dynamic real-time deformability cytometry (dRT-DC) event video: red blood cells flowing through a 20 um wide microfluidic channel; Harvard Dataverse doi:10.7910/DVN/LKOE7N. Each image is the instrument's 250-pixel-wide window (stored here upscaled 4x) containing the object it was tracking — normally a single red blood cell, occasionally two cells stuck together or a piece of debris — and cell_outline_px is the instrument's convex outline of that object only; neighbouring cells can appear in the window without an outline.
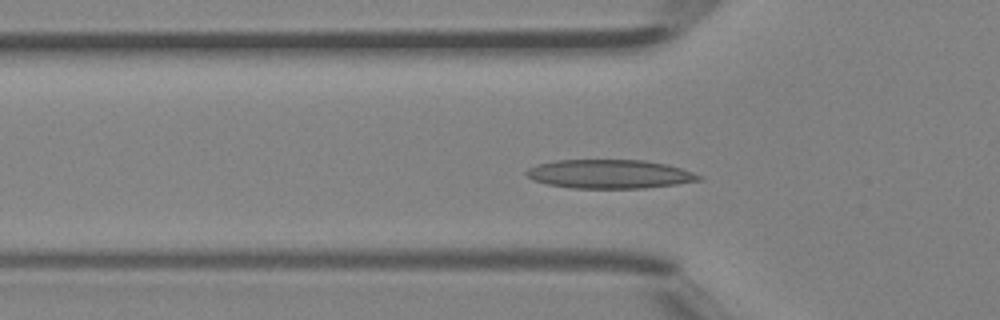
{"species": "Egyptian fruit bat (a non-hibernating species)", "species_latin": "Rousettus aegyptiacus", "temperature_condition": "room temperature", "stored_images_in_passage": 43, "camera_frame_rate_fps": 3000, "um_per_image_px": 0.085, "animal": {"sex": "female"}, "frame": {"image": 1, "passage_image": 12, "time_ms": 3.667, "image_size_px": [1000, 320], "cell_outline_px": [[704, 180], [676, 184], [644, 188], [572, 188], [548, 184], [532, 180], [524, 172], [528, 168], [536, 164], [556, 160], [644, 160], [668, 164], [704, 176]], "centroid_in_image_um": [51.83, 14.79], "position_along_channel_um": 74.0, "area_um2": 29.13}}
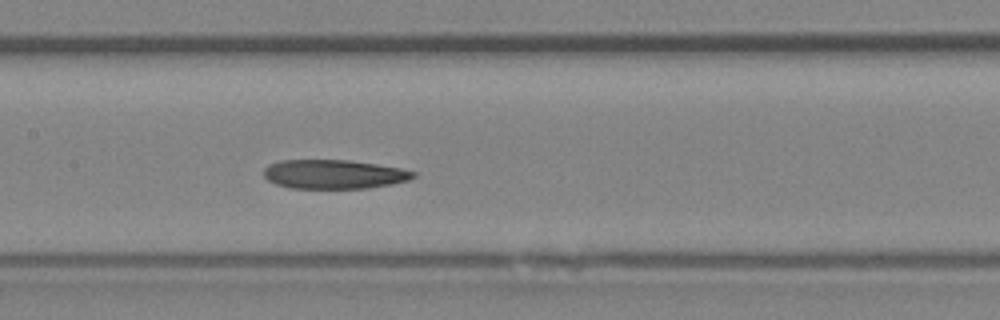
{"frame": {"image": 2, "passage_image": 19, "time_ms": 6.0, "image_size_px": [1000, 320], "cell_outline_px": [[416, 176], [408, 180], [392, 184], [368, 188], [288, 188], [276, 184], [268, 180], [264, 176], [264, 168], [268, 164], [280, 160], [348, 160], [376, 164], [400, 168], [416, 172]], "centroid_in_image_um": [28.36, 14.81], "position_along_channel_um": 179.0, "area_um2": 25.37}}
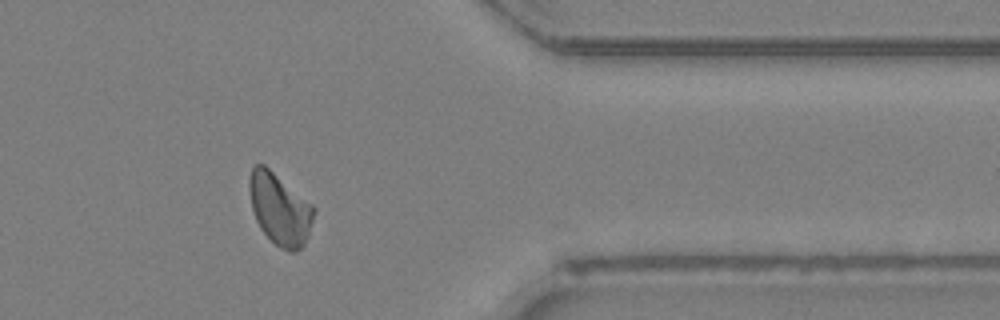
{"frame": {"image": 3, "passage_image": 34, "time_ms": 11.0, "image_size_px": [1000, 320], "cell_outline_px": [[316, 208], [308, 236], [304, 244], [296, 252], [288, 252], [280, 248], [260, 228], [256, 220], [252, 208], [248, 184], [248, 180], [252, 164], [264, 164], [312, 204]], "centroid_in_image_um": [23.77, 17.76], "position_along_channel_um": 387.6, "area_um2": 26.88}}